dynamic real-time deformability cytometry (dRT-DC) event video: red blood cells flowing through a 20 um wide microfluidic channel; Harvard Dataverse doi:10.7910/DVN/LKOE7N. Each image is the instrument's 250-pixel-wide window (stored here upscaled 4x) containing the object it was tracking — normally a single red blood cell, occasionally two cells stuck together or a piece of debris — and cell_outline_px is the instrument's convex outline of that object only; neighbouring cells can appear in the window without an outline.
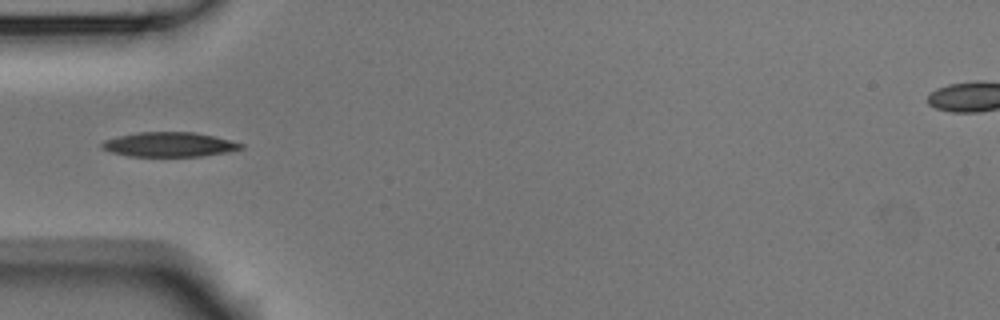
{"species": "Egyptian fruit bat (a non-hibernating species)", "species_latin": "Rousettus aegyptiacus", "temperature_condition": "room temperature", "stored_images_in_passage": 4, "camera_frame_rate_fps": 3000, "um_per_image_px": 0.085, "animal": {"sex": "male"}, "frame": {"image": 1, "passage_image": 4, "time_ms": 1.0, "image_size_px": [1000, 320], "cell_outline_px": [[244, 148], [228, 152], [200, 156], [128, 156], [112, 152], [100, 148], [100, 144], [104, 140], [136, 132], [196, 132], [244, 144]], "centroid_in_image_um": [14.36, 12.28], "position_along_channel_um": 70.6, "area_um2": 19.83}}